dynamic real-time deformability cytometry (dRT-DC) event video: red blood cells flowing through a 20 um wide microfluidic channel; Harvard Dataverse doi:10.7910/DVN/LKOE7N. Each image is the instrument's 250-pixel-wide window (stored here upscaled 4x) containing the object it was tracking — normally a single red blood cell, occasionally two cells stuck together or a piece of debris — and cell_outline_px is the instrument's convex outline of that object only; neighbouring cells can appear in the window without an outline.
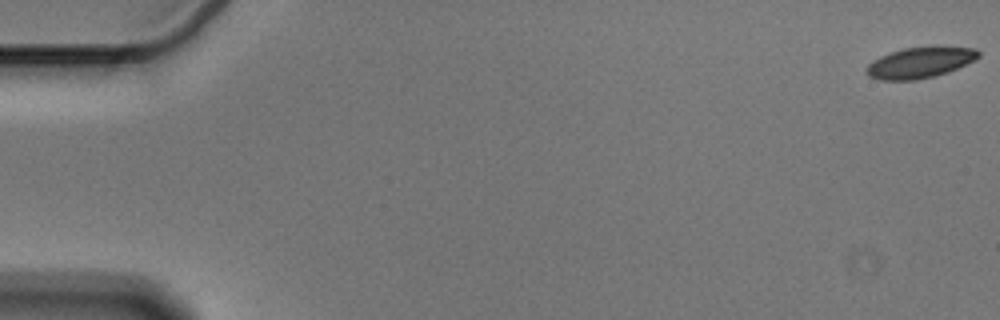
{"species": "Egyptian fruit bat (a non-hibernating species)", "species_latin": "Rousettus aegyptiacus", "temperature_condition": "cold", "stored_images_in_passage": 57, "camera_frame_rate_fps": 3000, "um_per_image_px": 0.085, "animal": {"sex": "male"}, "frame": {"image": 1, "passage_image": 1, "time_ms": 0.0, "image_size_px": [1000, 320], "cell_outline_px": [[980, 56], [948, 72], [916, 80], [880, 80], [868, 76], [864, 72], [864, 68], [872, 60], [888, 52], [904, 48], [932, 44], [940, 44], [976, 48], [980, 52]], "centroid_in_image_um": [78.17, 5.27], "position_along_channel_um": 6.8, "area_um2": 20.87}}
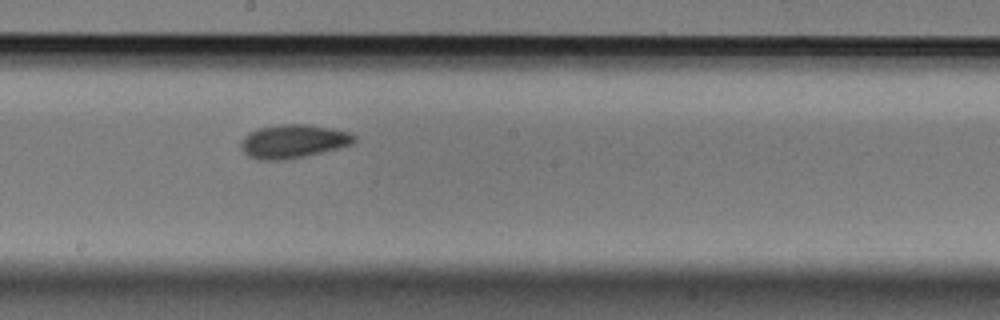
{"frame": {"image": 2, "passage_image": 32, "time_ms": 10.333, "image_size_px": [1000, 320], "cell_outline_px": [[356, 140], [352, 144], [304, 156], [284, 160], [256, 160], [248, 156], [244, 152], [240, 144], [240, 140], [248, 132], [256, 128], [280, 124], [308, 124], [332, 128], [348, 132], [356, 136]], "centroid_in_image_um": [24.87, 12.0], "position_along_channel_um": 223.3, "area_um2": 22.25}}
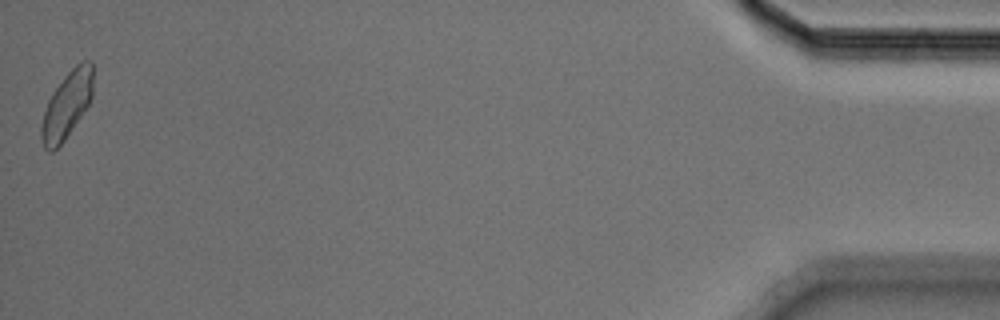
{"frame": {"image": 3, "passage_image": 57, "time_ms": 18.667, "image_size_px": [1000, 320], "cell_outline_px": [[92, 96], [88, 104], [64, 140], [52, 152], [48, 152], [44, 148], [40, 136], [40, 128], [44, 112], [48, 100], [52, 92], [64, 76], [76, 64], [84, 60], [92, 60]], "centroid_in_image_um": [5.65, 8.92], "position_along_channel_um": 429.5, "area_um2": 19.83}, "authors_computed_cell_mechanics": {"area_um2": 20.6924, "velocity_mm_per_s": 3.5675, "shape_relaxation_time_tau1_ms": 4.917, "shape_relaxation_time_tau2_ms": 4.3741, "deformation_change_tau1": 0.1064, "deformation_change_tau2": 0.0871}}